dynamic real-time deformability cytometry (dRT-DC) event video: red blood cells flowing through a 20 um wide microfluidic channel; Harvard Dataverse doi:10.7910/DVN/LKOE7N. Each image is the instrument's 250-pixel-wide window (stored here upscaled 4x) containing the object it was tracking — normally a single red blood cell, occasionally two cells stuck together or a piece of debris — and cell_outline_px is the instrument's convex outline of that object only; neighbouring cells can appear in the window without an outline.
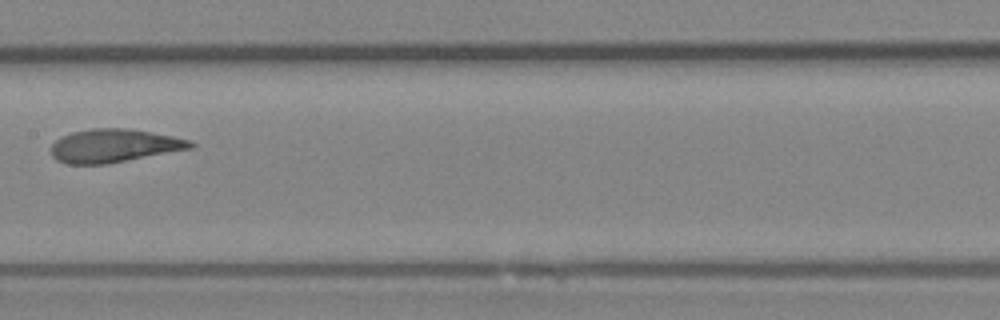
{"species": "Egyptian fruit bat (a non-hibernating species)", "species_latin": "Rousettus aegyptiacus", "temperature_condition": "room temperature", "stored_images_in_passage": 9, "camera_frame_rate_fps": 3000, "um_per_image_px": 0.085, "animal": {"sex": "female"}, "frame": {"image": 1, "passage_image": 7, "time_ms": 2.0, "image_size_px": [1000, 320], "cell_outline_px": [[196, 144], [192, 148], [108, 164], [68, 164], [56, 160], [52, 156], [52, 144], [60, 136], [72, 132], [92, 128], [128, 128], [172, 136], [188, 140]], "centroid_in_image_um": [9.66, 12.39], "position_along_channel_um": 197.7, "area_um2": 26.99}}
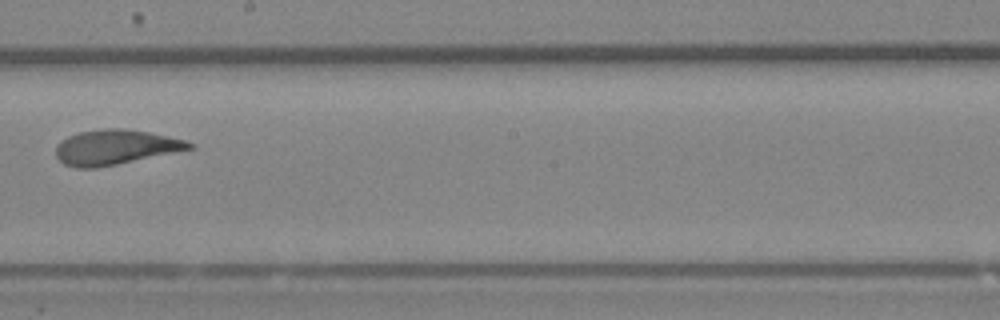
{"frame": {"image": 2, "passage_image": 8, "time_ms": 2.333, "image_size_px": [1000, 320], "cell_outline_px": [[196, 148], [96, 168], [76, 168], [64, 164], [56, 156], [56, 148], [68, 136], [80, 132], [104, 128], [124, 128], [148, 132], [184, 140], [196, 144]], "centroid_in_image_um": [9.83, 12.51], "position_along_channel_um": 238.4, "area_um2": 26.88}}
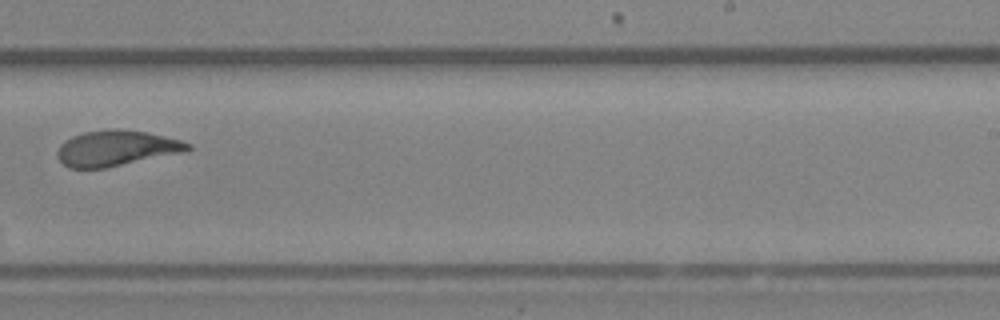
{"frame": {"image": 3, "passage_image": 9, "time_ms": 2.667, "image_size_px": [1000, 320], "cell_outline_px": [[192, 148], [184, 152], [104, 168], [68, 168], [56, 156], [56, 152], [60, 144], [64, 140], [72, 136], [84, 132], [108, 128], [116, 128], [144, 132], [164, 136], [180, 140], [192, 144]], "centroid_in_image_um": [9.85, 12.59], "position_along_channel_um": 279.1, "area_um2": 27.05}}